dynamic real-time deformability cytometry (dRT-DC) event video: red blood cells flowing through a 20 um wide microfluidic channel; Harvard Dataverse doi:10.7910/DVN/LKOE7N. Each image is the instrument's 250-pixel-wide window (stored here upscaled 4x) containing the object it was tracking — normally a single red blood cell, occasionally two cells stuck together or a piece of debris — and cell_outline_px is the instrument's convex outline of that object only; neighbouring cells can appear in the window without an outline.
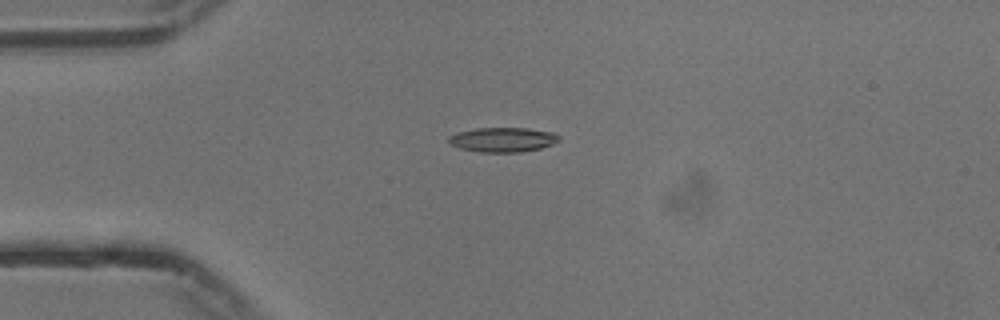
{"species": "common noctule bat (a hibernating species)", "species_latin": "Nyctalus noctula", "temperature_condition": "cold", "stored_images_in_passage": 42, "camera_frame_rate_fps": 3000, "um_per_image_px": 0.085, "animal": {"sex": "male", "body_mass_g": 13.3}, "frame": {"image": 1, "passage_image": 1, "time_ms": 0.0, "image_size_px": [1000, 320], "cell_outline_px": [[560, 140], [552, 144], [540, 148], [520, 152], [480, 152], [460, 148], [452, 144], [448, 140], [448, 136], [456, 132], [476, 128], [528, 128], [552, 132], [560, 136]], "centroid_in_image_um": [42.73, 11.86], "position_along_channel_um": 42.3, "area_um2": 15.78}}
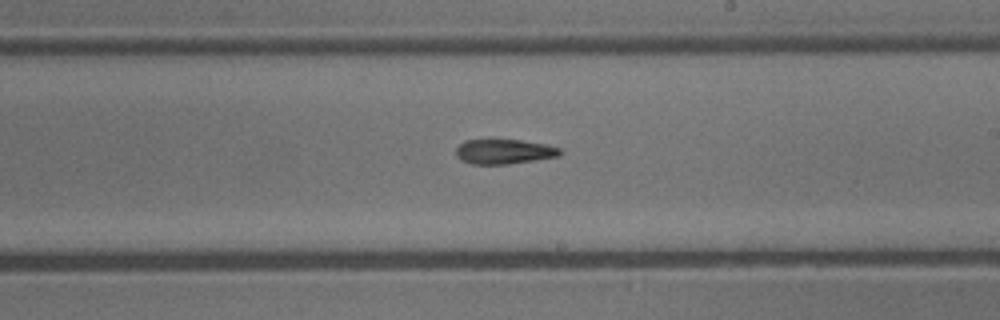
{"frame": {"image": 2, "passage_image": 19, "time_ms": 6.0, "image_size_px": [1000, 320], "cell_outline_px": [[564, 152], [560, 156], [536, 160], [508, 164], [472, 164], [460, 160], [456, 156], [456, 148], [464, 140], [520, 140], [544, 144], [560, 148]], "centroid_in_image_um": [42.86, 12.89], "position_along_channel_um": 246.1, "area_um2": 15.09}}
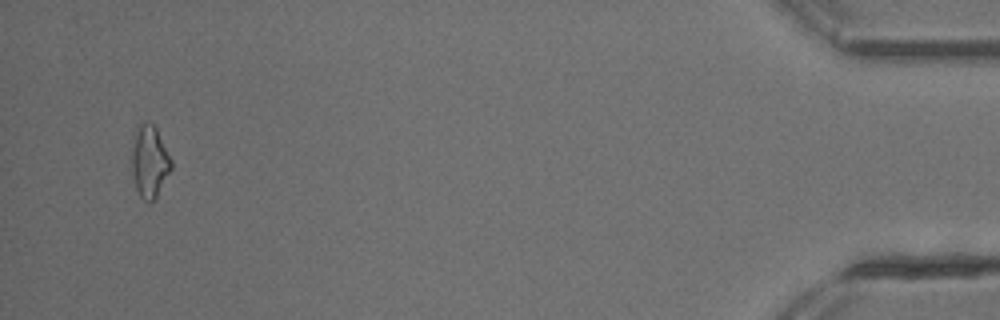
{"frame": {"image": 3, "passage_image": 40, "time_ms": 13.0, "image_size_px": [1000, 320], "cell_outline_px": [[172, 168], [152, 204], [148, 204], [140, 196], [136, 188], [132, 176], [132, 136], [136, 124], [144, 120], [152, 124], [156, 128], [172, 160]], "centroid_in_image_um": [12.68, 13.7], "position_along_channel_um": 422.5, "area_um2": 16.99}, "authors_computed_cell_mechanics": {"area_um2": 15.606, "velocity_mm_per_s": 3.76, "shape_relaxation_time_tau1_ms": 3.2521, "shape_relaxation_time_tau2_ms": null, "deformation_change_tau1": 0.1346, "deformation_change_tau2": null}}